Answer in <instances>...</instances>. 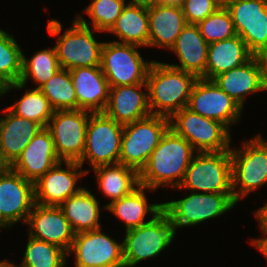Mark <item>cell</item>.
Wrapping results in <instances>:
<instances>
[{
    "label": "cell",
    "instance_id": "cell-26",
    "mask_svg": "<svg viewBox=\"0 0 267 267\" xmlns=\"http://www.w3.org/2000/svg\"><path fill=\"white\" fill-rule=\"evenodd\" d=\"M254 55L239 36L210 43L208 47L206 79L213 80L219 74L239 67Z\"/></svg>",
    "mask_w": 267,
    "mask_h": 267
},
{
    "label": "cell",
    "instance_id": "cell-36",
    "mask_svg": "<svg viewBox=\"0 0 267 267\" xmlns=\"http://www.w3.org/2000/svg\"><path fill=\"white\" fill-rule=\"evenodd\" d=\"M200 34L210 44L226 40L237 35L231 14L225 6H221L211 15L197 24Z\"/></svg>",
    "mask_w": 267,
    "mask_h": 267
},
{
    "label": "cell",
    "instance_id": "cell-42",
    "mask_svg": "<svg viewBox=\"0 0 267 267\" xmlns=\"http://www.w3.org/2000/svg\"><path fill=\"white\" fill-rule=\"evenodd\" d=\"M128 4L149 8L157 4V0H131Z\"/></svg>",
    "mask_w": 267,
    "mask_h": 267
},
{
    "label": "cell",
    "instance_id": "cell-6",
    "mask_svg": "<svg viewBox=\"0 0 267 267\" xmlns=\"http://www.w3.org/2000/svg\"><path fill=\"white\" fill-rule=\"evenodd\" d=\"M243 143L242 149L230 150L232 193L236 202L267 183V141L259 134Z\"/></svg>",
    "mask_w": 267,
    "mask_h": 267
},
{
    "label": "cell",
    "instance_id": "cell-5",
    "mask_svg": "<svg viewBox=\"0 0 267 267\" xmlns=\"http://www.w3.org/2000/svg\"><path fill=\"white\" fill-rule=\"evenodd\" d=\"M170 128L168 117L150 115L123 126L120 163L138 173Z\"/></svg>",
    "mask_w": 267,
    "mask_h": 267
},
{
    "label": "cell",
    "instance_id": "cell-23",
    "mask_svg": "<svg viewBox=\"0 0 267 267\" xmlns=\"http://www.w3.org/2000/svg\"><path fill=\"white\" fill-rule=\"evenodd\" d=\"M208 47L209 44L200 34L198 26L187 24L170 49L177 55L180 64L169 65L195 74L198 78L206 79Z\"/></svg>",
    "mask_w": 267,
    "mask_h": 267
},
{
    "label": "cell",
    "instance_id": "cell-20",
    "mask_svg": "<svg viewBox=\"0 0 267 267\" xmlns=\"http://www.w3.org/2000/svg\"><path fill=\"white\" fill-rule=\"evenodd\" d=\"M58 162L60 159L52 135L47 128H43L33 137L10 168L35 183Z\"/></svg>",
    "mask_w": 267,
    "mask_h": 267
},
{
    "label": "cell",
    "instance_id": "cell-15",
    "mask_svg": "<svg viewBox=\"0 0 267 267\" xmlns=\"http://www.w3.org/2000/svg\"><path fill=\"white\" fill-rule=\"evenodd\" d=\"M101 228L75 234L67 255L75 253V267H125L123 243L101 232Z\"/></svg>",
    "mask_w": 267,
    "mask_h": 267
},
{
    "label": "cell",
    "instance_id": "cell-45",
    "mask_svg": "<svg viewBox=\"0 0 267 267\" xmlns=\"http://www.w3.org/2000/svg\"><path fill=\"white\" fill-rule=\"evenodd\" d=\"M6 267H16V265H14V264H12L6 260Z\"/></svg>",
    "mask_w": 267,
    "mask_h": 267
},
{
    "label": "cell",
    "instance_id": "cell-37",
    "mask_svg": "<svg viewBox=\"0 0 267 267\" xmlns=\"http://www.w3.org/2000/svg\"><path fill=\"white\" fill-rule=\"evenodd\" d=\"M125 0H92L85 13L92 19L93 31L108 32L126 5Z\"/></svg>",
    "mask_w": 267,
    "mask_h": 267
},
{
    "label": "cell",
    "instance_id": "cell-19",
    "mask_svg": "<svg viewBox=\"0 0 267 267\" xmlns=\"http://www.w3.org/2000/svg\"><path fill=\"white\" fill-rule=\"evenodd\" d=\"M0 117V167H10L43 127L4 108Z\"/></svg>",
    "mask_w": 267,
    "mask_h": 267
},
{
    "label": "cell",
    "instance_id": "cell-4",
    "mask_svg": "<svg viewBox=\"0 0 267 267\" xmlns=\"http://www.w3.org/2000/svg\"><path fill=\"white\" fill-rule=\"evenodd\" d=\"M182 188L197 193H232L230 151L196 152L176 189Z\"/></svg>",
    "mask_w": 267,
    "mask_h": 267
},
{
    "label": "cell",
    "instance_id": "cell-41",
    "mask_svg": "<svg viewBox=\"0 0 267 267\" xmlns=\"http://www.w3.org/2000/svg\"><path fill=\"white\" fill-rule=\"evenodd\" d=\"M265 237L250 241L267 259V232H262Z\"/></svg>",
    "mask_w": 267,
    "mask_h": 267
},
{
    "label": "cell",
    "instance_id": "cell-18",
    "mask_svg": "<svg viewBox=\"0 0 267 267\" xmlns=\"http://www.w3.org/2000/svg\"><path fill=\"white\" fill-rule=\"evenodd\" d=\"M26 224L29 236L56 244L67 253L70 250L75 233L59 206L35 203Z\"/></svg>",
    "mask_w": 267,
    "mask_h": 267
},
{
    "label": "cell",
    "instance_id": "cell-14",
    "mask_svg": "<svg viewBox=\"0 0 267 267\" xmlns=\"http://www.w3.org/2000/svg\"><path fill=\"white\" fill-rule=\"evenodd\" d=\"M186 108L223 123L228 129L240 121L243 110L214 80L204 78H198L195 82Z\"/></svg>",
    "mask_w": 267,
    "mask_h": 267
},
{
    "label": "cell",
    "instance_id": "cell-2",
    "mask_svg": "<svg viewBox=\"0 0 267 267\" xmlns=\"http://www.w3.org/2000/svg\"><path fill=\"white\" fill-rule=\"evenodd\" d=\"M197 79L195 74L163 62L152 61L146 80L152 115L170 118L186 108Z\"/></svg>",
    "mask_w": 267,
    "mask_h": 267
},
{
    "label": "cell",
    "instance_id": "cell-16",
    "mask_svg": "<svg viewBox=\"0 0 267 267\" xmlns=\"http://www.w3.org/2000/svg\"><path fill=\"white\" fill-rule=\"evenodd\" d=\"M225 7L249 51L255 55L267 47V1L227 0Z\"/></svg>",
    "mask_w": 267,
    "mask_h": 267
},
{
    "label": "cell",
    "instance_id": "cell-12",
    "mask_svg": "<svg viewBox=\"0 0 267 267\" xmlns=\"http://www.w3.org/2000/svg\"><path fill=\"white\" fill-rule=\"evenodd\" d=\"M89 113L81 109L54 111L46 128L52 135L60 161L79 162L82 158Z\"/></svg>",
    "mask_w": 267,
    "mask_h": 267
},
{
    "label": "cell",
    "instance_id": "cell-21",
    "mask_svg": "<svg viewBox=\"0 0 267 267\" xmlns=\"http://www.w3.org/2000/svg\"><path fill=\"white\" fill-rule=\"evenodd\" d=\"M147 83L110 87L109 101L104 113L125 125L152 115L149 107Z\"/></svg>",
    "mask_w": 267,
    "mask_h": 267
},
{
    "label": "cell",
    "instance_id": "cell-33",
    "mask_svg": "<svg viewBox=\"0 0 267 267\" xmlns=\"http://www.w3.org/2000/svg\"><path fill=\"white\" fill-rule=\"evenodd\" d=\"M24 258L16 267H65L67 252L56 244L28 236Z\"/></svg>",
    "mask_w": 267,
    "mask_h": 267
},
{
    "label": "cell",
    "instance_id": "cell-32",
    "mask_svg": "<svg viewBox=\"0 0 267 267\" xmlns=\"http://www.w3.org/2000/svg\"><path fill=\"white\" fill-rule=\"evenodd\" d=\"M39 89L55 111L77 109V97L69 70L61 68Z\"/></svg>",
    "mask_w": 267,
    "mask_h": 267
},
{
    "label": "cell",
    "instance_id": "cell-7",
    "mask_svg": "<svg viewBox=\"0 0 267 267\" xmlns=\"http://www.w3.org/2000/svg\"><path fill=\"white\" fill-rule=\"evenodd\" d=\"M170 128L188 141L195 152L230 151V130L218 121L183 108L170 118Z\"/></svg>",
    "mask_w": 267,
    "mask_h": 267
},
{
    "label": "cell",
    "instance_id": "cell-30",
    "mask_svg": "<svg viewBox=\"0 0 267 267\" xmlns=\"http://www.w3.org/2000/svg\"><path fill=\"white\" fill-rule=\"evenodd\" d=\"M98 186L110 202L131 194L140 186L139 173L121 163L103 165L93 169Z\"/></svg>",
    "mask_w": 267,
    "mask_h": 267
},
{
    "label": "cell",
    "instance_id": "cell-46",
    "mask_svg": "<svg viewBox=\"0 0 267 267\" xmlns=\"http://www.w3.org/2000/svg\"><path fill=\"white\" fill-rule=\"evenodd\" d=\"M0 267H6V260L0 261Z\"/></svg>",
    "mask_w": 267,
    "mask_h": 267
},
{
    "label": "cell",
    "instance_id": "cell-11",
    "mask_svg": "<svg viewBox=\"0 0 267 267\" xmlns=\"http://www.w3.org/2000/svg\"><path fill=\"white\" fill-rule=\"evenodd\" d=\"M136 47L139 46L104 42L100 68L109 87L147 83V73L152 61H145Z\"/></svg>",
    "mask_w": 267,
    "mask_h": 267
},
{
    "label": "cell",
    "instance_id": "cell-27",
    "mask_svg": "<svg viewBox=\"0 0 267 267\" xmlns=\"http://www.w3.org/2000/svg\"><path fill=\"white\" fill-rule=\"evenodd\" d=\"M145 190L150 189L140 185L131 194L108 203L104 209L123 220L126 231L149 223L163 211V203L149 204L144 194ZM147 213H151L152 218L145 221Z\"/></svg>",
    "mask_w": 267,
    "mask_h": 267
},
{
    "label": "cell",
    "instance_id": "cell-47",
    "mask_svg": "<svg viewBox=\"0 0 267 267\" xmlns=\"http://www.w3.org/2000/svg\"><path fill=\"white\" fill-rule=\"evenodd\" d=\"M1 95H2V88L0 87V97H1Z\"/></svg>",
    "mask_w": 267,
    "mask_h": 267
},
{
    "label": "cell",
    "instance_id": "cell-17",
    "mask_svg": "<svg viewBox=\"0 0 267 267\" xmlns=\"http://www.w3.org/2000/svg\"><path fill=\"white\" fill-rule=\"evenodd\" d=\"M62 164L63 161L55 164L34 183L35 203L44 206H60L70 196L83 189V187H76L78 178L90 171L81 170L82 166L78 162L65 161L67 170L61 167Z\"/></svg>",
    "mask_w": 267,
    "mask_h": 267
},
{
    "label": "cell",
    "instance_id": "cell-28",
    "mask_svg": "<svg viewBox=\"0 0 267 267\" xmlns=\"http://www.w3.org/2000/svg\"><path fill=\"white\" fill-rule=\"evenodd\" d=\"M59 207L75 234L101 228L98 200L86 188L70 196Z\"/></svg>",
    "mask_w": 267,
    "mask_h": 267
},
{
    "label": "cell",
    "instance_id": "cell-22",
    "mask_svg": "<svg viewBox=\"0 0 267 267\" xmlns=\"http://www.w3.org/2000/svg\"><path fill=\"white\" fill-rule=\"evenodd\" d=\"M70 71L77 97V109L104 112L109 101V83L100 68L79 67Z\"/></svg>",
    "mask_w": 267,
    "mask_h": 267
},
{
    "label": "cell",
    "instance_id": "cell-25",
    "mask_svg": "<svg viewBox=\"0 0 267 267\" xmlns=\"http://www.w3.org/2000/svg\"><path fill=\"white\" fill-rule=\"evenodd\" d=\"M243 109L245 96L258 91H267L258 60L253 56L245 64L223 72L213 79Z\"/></svg>",
    "mask_w": 267,
    "mask_h": 267
},
{
    "label": "cell",
    "instance_id": "cell-44",
    "mask_svg": "<svg viewBox=\"0 0 267 267\" xmlns=\"http://www.w3.org/2000/svg\"><path fill=\"white\" fill-rule=\"evenodd\" d=\"M217 1L221 6H225L227 0H215Z\"/></svg>",
    "mask_w": 267,
    "mask_h": 267
},
{
    "label": "cell",
    "instance_id": "cell-35",
    "mask_svg": "<svg viewBox=\"0 0 267 267\" xmlns=\"http://www.w3.org/2000/svg\"><path fill=\"white\" fill-rule=\"evenodd\" d=\"M23 52L12 35L0 29V87L17 83L22 75Z\"/></svg>",
    "mask_w": 267,
    "mask_h": 267
},
{
    "label": "cell",
    "instance_id": "cell-3",
    "mask_svg": "<svg viewBox=\"0 0 267 267\" xmlns=\"http://www.w3.org/2000/svg\"><path fill=\"white\" fill-rule=\"evenodd\" d=\"M47 30L51 36L58 37L55 48L61 68L71 70L100 66L104 42L95 40L92 29L81 15H77L72 26L63 35L62 25L58 20H50Z\"/></svg>",
    "mask_w": 267,
    "mask_h": 267
},
{
    "label": "cell",
    "instance_id": "cell-43",
    "mask_svg": "<svg viewBox=\"0 0 267 267\" xmlns=\"http://www.w3.org/2000/svg\"><path fill=\"white\" fill-rule=\"evenodd\" d=\"M185 0H157V4L182 7Z\"/></svg>",
    "mask_w": 267,
    "mask_h": 267
},
{
    "label": "cell",
    "instance_id": "cell-10",
    "mask_svg": "<svg viewBox=\"0 0 267 267\" xmlns=\"http://www.w3.org/2000/svg\"><path fill=\"white\" fill-rule=\"evenodd\" d=\"M236 203L233 193L192 192L183 199L164 202L163 211L169 216L176 232L178 227L195 226L217 218Z\"/></svg>",
    "mask_w": 267,
    "mask_h": 267
},
{
    "label": "cell",
    "instance_id": "cell-9",
    "mask_svg": "<svg viewBox=\"0 0 267 267\" xmlns=\"http://www.w3.org/2000/svg\"><path fill=\"white\" fill-rule=\"evenodd\" d=\"M123 126L104 112L90 113L85 148L78 163L83 166L88 159L93 169L120 163Z\"/></svg>",
    "mask_w": 267,
    "mask_h": 267
},
{
    "label": "cell",
    "instance_id": "cell-38",
    "mask_svg": "<svg viewBox=\"0 0 267 267\" xmlns=\"http://www.w3.org/2000/svg\"><path fill=\"white\" fill-rule=\"evenodd\" d=\"M220 7L215 0H185L182 10L187 24L197 25Z\"/></svg>",
    "mask_w": 267,
    "mask_h": 267
},
{
    "label": "cell",
    "instance_id": "cell-24",
    "mask_svg": "<svg viewBox=\"0 0 267 267\" xmlns=\"http://www.w3.org/2000/svg\"><path fill=\"white\" fill-rule=\"evenodd\" d=\"M148 46L171 49L187 25L182 7L155 4L148 8Z\"/></svg>",
    "mask_w": 267,
    "mask_h": 267
},
{
    "label": "cell",
    "instance_id": "cell-39",
    "mask_svg": "<svg viewBox=\"0 0 267 267\" xmlns=\"http://www.w3.org/2000/svg\"><path fill=\"white\" fill-rule=\"evenodd\" d=\"M258 60L260 70L262 73V80L267 90V47L261 49L257 54L254 55Z\"/></svg>",
    "mask_w": 267,
    "mask_h": 267
},
{
    "label": "cell",
    "instance_id": "cell-8",
    "mask_svg": "<svg viewBox=\"0 0 267 267\" xmlns=\"http://www.w3.org/2000/svg\"><path fill=\"white\" fill-rule=\"evenodd\" d=\"M125 233L122 241L125 267H134L142 260L156 257L172 244L176 235L174 226L164 211L149 223Z\"/></svg>",
    "mask_w": 267,
    "mask_h": 267
},
{
    "label": "cell",
    "instance_id": "cell-31",
    "mask_svg": "<svg viewBox=\"0 0 267 267\" xmlns=\"http://www.w3.org/2000/svg\"><path fill=\"white\" fill-rule=\"evenodd\" d=\"M61 69L55 46L49 49H43L36 52L31 59H27L23 54L22 59V75L20 81L2 88V95L7 94L11 89L21 90L25 88L29 78L38 84L36 88H40L54 74Z\"/></svg>",
    "mask_w": 267,
    "mask_h": 267
},
{
    "label": "cell",
    "instance_id": "cell-29",
    "mask_svg": "<svg viewBox=\"0 0 267 267\" xmlns=\"http://www.w3.org/2000/svg\"><path fill=\"white\" fill-rule=\"evenodd\" d=\"M108 33L118 36L114 41L122 44L148 46L149 40V15L148 8L126 4Z\"/></svg>",
    "mask_w": 267,
    "mask_h": 267
},
{
    "label": "cell",
    "instance_id": "cell-1",
    "mask_svg": "<svg viewBox=\"0 0 267 267\" xmlns=\"http://www.w3.org/2000/svg\"><path fill=\"white\" fill-rule=\"evenodd\" d=\"M194 151L188 141L169 128L139 173L140 185L150 191L161 185L178 188L196 153Z\"/></svg>",
    "mask_w": 267,
    "mask_h": 267
},
{
    "label": "cell",
    "instance_id": "cell-40",
    "mask_svg": "<svg viewBox=\"0 0 267 267\" xmlns=\"http://www.w3.org/2000/svg\"><path fill=\"white\" fill-rule=\"evenodd\" d=\"M262 232H267V203L254 212Z\"/></svg>",
    "mask_w": 267,
    "mask_h": 267
},
{
    "label": "cell",
    "instance_id": "cell-34",
    "mask_svg": "<svg viewBox=\"0 0 267 267\" xmlns=\"http://www.w3.org/2000/svg\"><path fill=\"white\" fill-rule=\"evenodd\" d=\"M7 108L17 116L39 123L43 128L47 127L55 111L39 88L26 89L23 96Z\"/></svg>",
    "mask_w": 267,
    "mask_h": 267
},
{
    "label": "cell",
    "instance_id": "cell-13",
    "mask_svg": "<svg viewBox=\"0 0 267 267\" xmlns=\"http://www.w3.org/2000/svg\"><path fill=\"white\" fill-rule=\"evenodd\" d=\"M34 204V182L10 167H0V228L26 223Z\"/></svg>",
    "mask_w": 267,
    "mask_h": 267
}]
</instances>
